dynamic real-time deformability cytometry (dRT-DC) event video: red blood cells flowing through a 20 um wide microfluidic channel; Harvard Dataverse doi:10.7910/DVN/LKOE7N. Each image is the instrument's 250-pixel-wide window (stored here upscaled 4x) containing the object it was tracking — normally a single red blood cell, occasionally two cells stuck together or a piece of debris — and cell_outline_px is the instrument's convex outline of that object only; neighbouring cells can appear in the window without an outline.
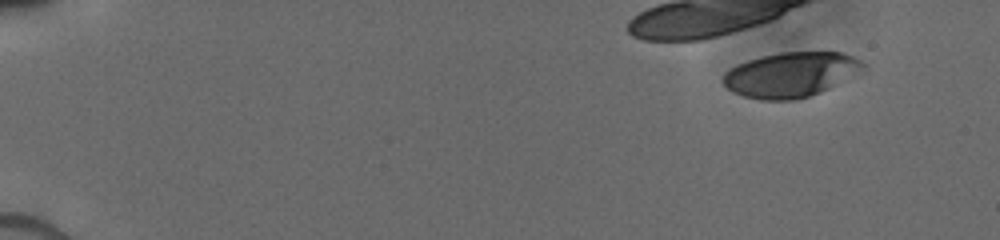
{"species": "human", "species_latin": "Homo sapiens", "temperature_condition": "cold", "stored_images_in_passage": 10, "camera_frame_rate_fps": 3000, "um_per_image_px": 0.085, "donor": {"sex": "male"}, "frame": {"image": 1, "passage_image": 1, "time_ms": 0.0, "image_size_px": [1000, 240], "cell_outline_px": [[864, 64], [836, 84], [820, 92], [808, 96], [792, 100], [760, 100], [744, 96], [732, 92], [724, 84], [724, 72], [748, 60], [780, 52], [844, 52], [860, 60]], "centroid_in_image_um": [67.13, 6.34], "position_along_channel_um": 17.9, "area_um2": 35.6}}
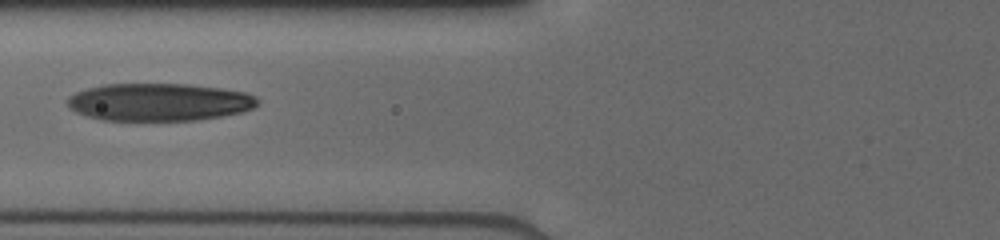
{"frame": {"image": 2, "passage_image": 9, "time_ms": 6.0, "image_size_px": [1000, 240], "cell_outline_px": [[260, 104], [252, 108], [240, 112], [220, 116], [196, 120], [104, 120], [88, 116], [76, 112], [68, 108], [68, 96], [76, 92], [88, 88], [104, 84], [188, 84], [220, 88], [244, 92], [256, 96], [260, 100]], "centroid_in_image_um": [13.53, 8.67], "position_along_channel_um": 112.3, "area_um2": 41.62}}
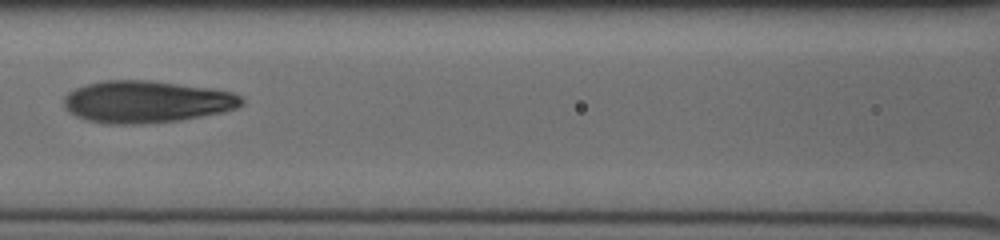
{"frame": {"image": 3, "passage_image": 10, "time_ms": 7.0, "image_size_px": [1000, 240], "cell_outline_px": [[244, 104], [236, 108], [224, 112], [180, 120], [140, 124], [104, 124], [88, 120], [76, 116], [64, 108], [64, 96], [68, 92], [76, 88], [88, 84], [104, 80], [148, 80], [208, 88], [232, 92], [240, 96], [244, 100]], "centroid_in_image_um": [12.44, 8.66], "position_along_channel_um": 154.2, "area_um2": 43.52}}